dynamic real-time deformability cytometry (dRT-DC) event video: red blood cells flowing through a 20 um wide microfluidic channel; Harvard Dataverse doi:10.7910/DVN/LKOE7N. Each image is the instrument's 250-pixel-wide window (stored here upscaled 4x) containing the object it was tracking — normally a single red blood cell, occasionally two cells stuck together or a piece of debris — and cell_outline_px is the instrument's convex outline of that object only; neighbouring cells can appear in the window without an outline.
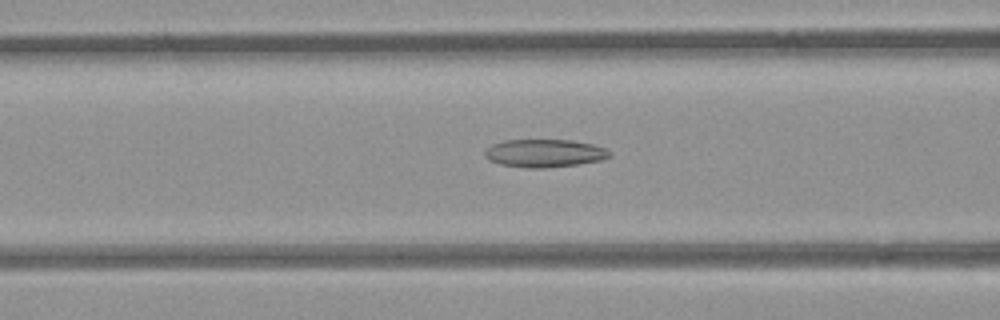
{"species": "common noctule bat (a hibernating species)", "species_latin": "Nyctalus noctula", "temperature_condition": "room temperature", "stored_images_in_passage": 48, "camera_frame_rate_fps": 3000, "um_per_image_px": 0.085, "animal": {"sex": "female", "body_mass_g": 21.9}, "frame": {"image": 1, "passage_image": 17, "time_ms": 5.333, "image_size_px": [1000, 320], "cell_outline_px": [[612, 156], [600, 160], [576, 164], [544, 168], [528, 168], [500, 164], [488, 160], [484, 156], [484, 152], [492, 144], [504, 140], [572, 140], [592, 144], [604, 148], [612, 152]], "centroid_in_image_um": [46.27, 13.02], "position_along_channel_um": 120.3, "area_um2": 20.29}}
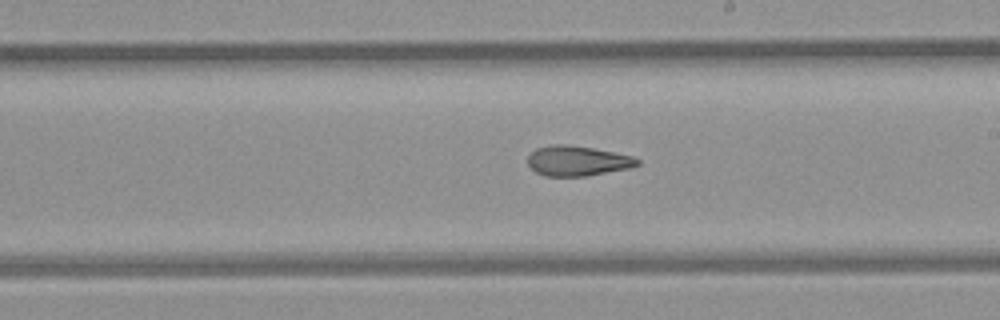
{"frame": {"image": 2, "passage_image": 26, "time_ms": 8.333, "image_size_px": [1000, 320], "cell_outline_px": [[640, 164], [628, 168], [588, 176], [544, 176], [536, 172], [528, 164], [528, 156], [536, 148], [556, 144], [568, 144], [592, 148], [632, 156], [640, 160]], "centroid_in_image_um": [49.07, 13.68], "position_along_channel_um": 239.9, "area_um2": 19.07}}
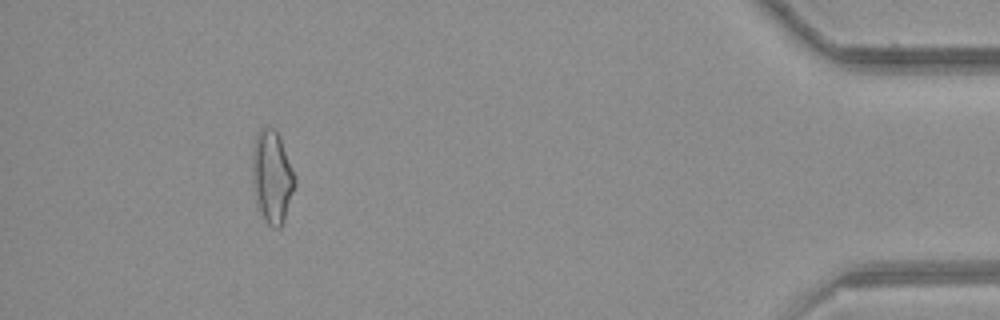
{"frame": {"image": 3, "passage_image": 44, "time_ms": 14.333, "image_size_px": [1000, 320], "cell_outline_px": [[296, 184], [284, 220], [280, 228], [272, 228], [264, 220], [256, 204], [252, 184], [252, 148], [256, 136], [260, 128], [276, 128], [296, 176]], "centroid_in_image_um": [23.11, 15.04], "position_along_channel_um": 412.1, "area_um2": 23.29}, "authors_computed_cell_mechanics": {"area_um2": 20.3167, "velocity_mm_per_s": 3.9806, "shape_relaxation_time_tau1_ms": null, "shape_relaxation_time_tau2_ms": 3.1632, "deformation_change_tau1": null, "deformation_change_tau2": 0.1163}}